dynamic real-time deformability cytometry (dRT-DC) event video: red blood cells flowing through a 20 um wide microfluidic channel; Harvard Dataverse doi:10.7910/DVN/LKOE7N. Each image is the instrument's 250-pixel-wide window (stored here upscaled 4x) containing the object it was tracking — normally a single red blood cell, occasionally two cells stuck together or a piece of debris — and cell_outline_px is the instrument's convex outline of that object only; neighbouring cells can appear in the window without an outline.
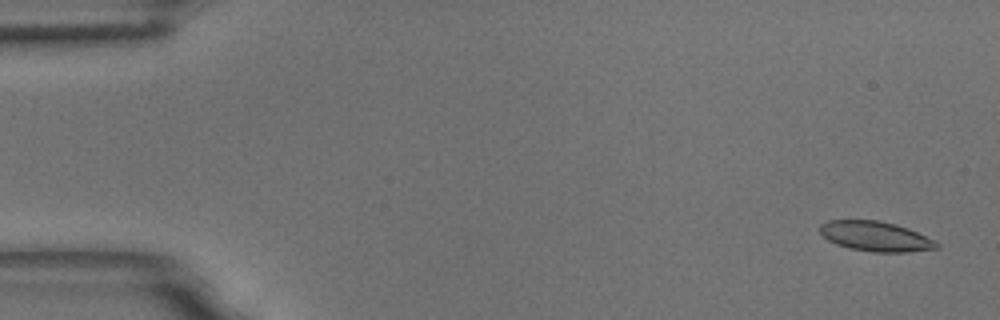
{"species": "common noctule bat (a hibernating species)", "species_latin": "Nyctalus noctula", "temperature_condition": "room temperature", "stored_images_in_passage": 5, "camera_frame_rate_fps": 3000, "um_per_image_px": 0.085, "animal": {"sex": "male", "body_mass_g": 18.8}, "frame": {"image": 1, "passage_image": 1, "time_ms": 0.0, "image_size_px": [1000, 320], "cell_outline_px": [[940, 248], [908, 252], [872, 252], [848, 248], [836, 244], [828, 240], [820, 232], [820, 224], [828, 220], [880, 220], [896, 224], [908, 228], [936, 240], [940, 244]], "centroid_in_image_um": [74.45, 20.09], "position_along_channel_um": 10.5, "area_um2": 20.58}}
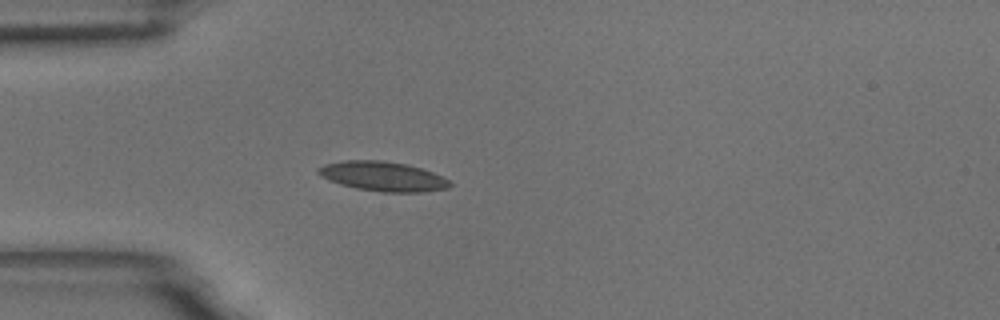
{"frame": {"image": 2, "passage_image": 5, "time_ms": 1.333, "image_size_px": [1000, 320], "cell_outline_px": [[452, 184], [448, 188], [420, 192], [380, 192], [356, 188], [340, 184], [328, 180], [320, 176], [316, 172], [316, 168], [324, 164], [344, 160], [380, 160], [408, 164], [432, 172], [448, 180]], "centroid_in_image_um": [32.48, 14.98], "position_along_channel_um": 52.5, "area_um2": 22.72}}